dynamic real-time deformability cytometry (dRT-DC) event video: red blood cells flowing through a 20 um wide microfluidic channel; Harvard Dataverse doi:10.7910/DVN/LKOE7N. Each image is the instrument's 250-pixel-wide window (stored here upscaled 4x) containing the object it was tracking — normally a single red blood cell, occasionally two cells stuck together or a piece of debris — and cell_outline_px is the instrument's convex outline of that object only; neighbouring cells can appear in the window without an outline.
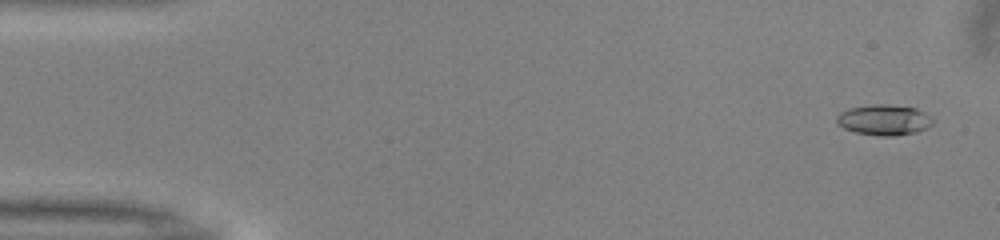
{"species": "common noctule bat (a hibernating species)", "species_latin": "Nyctalus noctula", "temperature_condition": "warm", "stored_images_in_passage": 52, "camera_frame_rate_fps": 3000, "um_per_image_px": 0.085, "animal": {"sex": "male", "body_mass_g": 13.0, "forearm_length_mm": 53.1}, "frame": {"image": 1, "passage_image": 3, "time_ms": 0.667, "image_size_px": [1000, 240], "cell_outline_px": [[936, 120], [928, 128], [916, 132], [896, 136], [876, 136], [856, 132], [844, 128], [836, 124], [836, 116], [840, 112], [848, 108], [872, 104], [888, 104], [916, 108], [924, 112]], "centroid_in_image_um": [75.15, 10.19], "position_along_channel_um": 9.9, "area_um2": 17.46}}
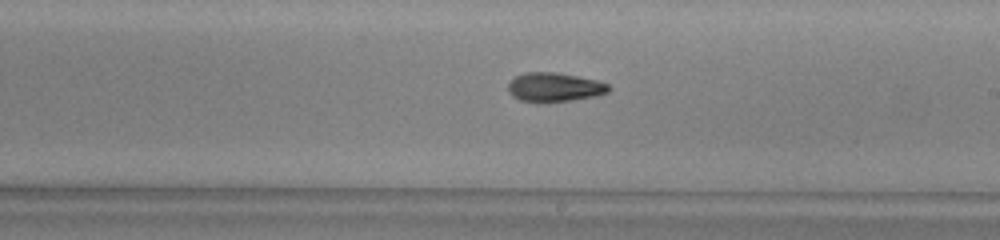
{"frame": {"image": 2, "passage_image": 30, "time_ms": 9.667, "image_size_px": [1000, 240], "cell_outline_px": [[612, 88], [608, 92], [596, 96], [568, 100], [520, 100], [512, 96], [508, 92], [508, 84], [516, 76], [524, 72], [556, 72], [596, 80], [608, 84]], "centroid_in_image_um": [47.14, 7.38], "position_along_channel_um": 241.9, "area_um2": 16.53}}
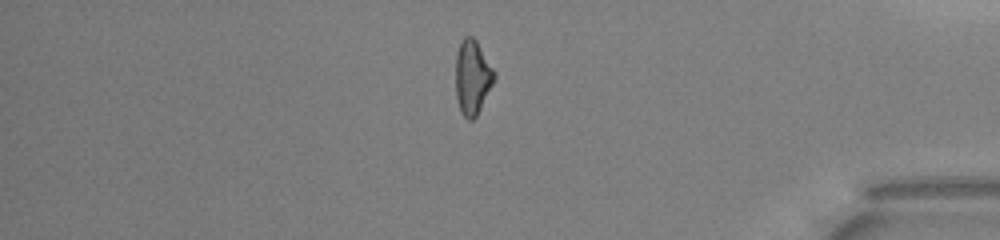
{"frame": {"image": 3, "passage_image": 44, "time_ms": 14.333, "image_size_px": [1000, 240], "cell_outline_px": [[496, 80], [476, 116], [472, 120], [468, 120], [460, 112], [456, 96], [456, 52], [460, 40], [464, 36], [472, 36], [476, 40], [496, 72]], "centroid_in_image_um": [40.16, 6.55], "position_along_channel_um": 395.0, "area_um2": 17.05}, "authors_computed_cell_mechanics": {"area_um2": 16.7042, "velocity_mm_per_s": 4.0113, "shape_relaxation_time_tau1_ms": 6.0934, "shape_relaxation_time_tau2_ms": 6.4245, "deformation_change_tau1": 0.1823, "deformation_change_tau2": 0.1359}}